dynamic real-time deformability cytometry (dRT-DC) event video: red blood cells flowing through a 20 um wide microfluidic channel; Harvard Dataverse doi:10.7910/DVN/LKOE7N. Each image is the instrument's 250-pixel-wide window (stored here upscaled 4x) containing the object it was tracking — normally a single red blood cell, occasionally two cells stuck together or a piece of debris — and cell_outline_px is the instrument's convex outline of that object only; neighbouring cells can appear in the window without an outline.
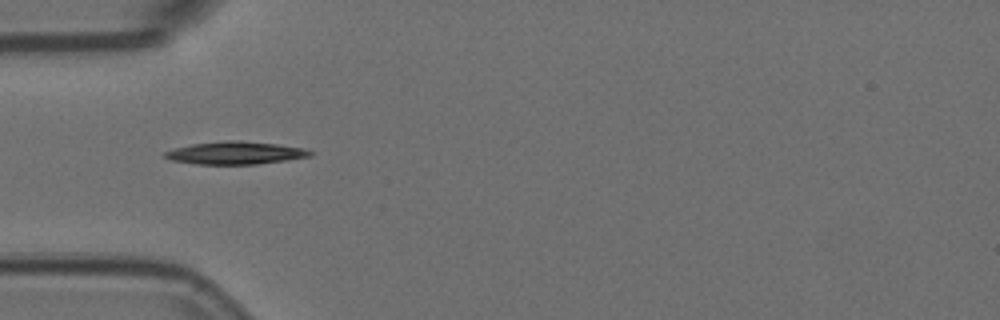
{"species": "Egyptian fruit bat (a non-hibernating species)", "species_latin": "Rousettus aegyptiacus", "temperature_condition": "room temperature", "stored_images_in_passage": 5, "segment_of_instrument_passage": [2, 2], "camera_frame_rate_fps": 3000, "um_per_image_px": 0.085, "animal": {"sex": "female"}, "frame": {"image": 1, "passage_image": 5, "time_ms": 1.333, "image_size_px": [1000, 320], "cell_outline_px": [[316, 152], [312, 156], [288, 160], [256, 164], [196, 164], [172, 160], [164, 156], [164, 152], [176, 148], [192, 144], [228, 140], [240, 140], [276, 144], [304, 148]], "centroid_in_image_um": [20.07, 13.0], "position_along_channel_um": 64.9, "area_um2": 19.19}}